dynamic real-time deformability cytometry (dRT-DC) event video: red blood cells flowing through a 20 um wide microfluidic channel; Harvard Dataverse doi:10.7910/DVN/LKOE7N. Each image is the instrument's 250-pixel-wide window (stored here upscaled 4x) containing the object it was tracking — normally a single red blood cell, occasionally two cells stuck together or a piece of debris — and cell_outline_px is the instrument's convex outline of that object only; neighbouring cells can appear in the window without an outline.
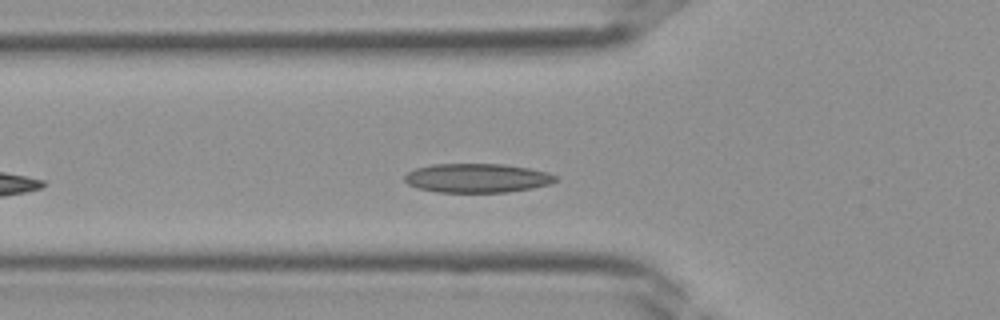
{"species": "Egyptian fruit bat (a non-hibernating species)", "species_latin": "Rousettus aegyptiacus", "temperature_condition": "room temperature", "stored_images_in_passage": 28, "camera_frame_rate_fps": 3000, "um_per_image_px": 0.085, "frame": {"image": 1, "passage_image": 4, "time_ms": 1.0, "image_size_px": [1000, 320], "cell_outline_px": [[560, 180], [552, 184], [532, 188], [508, 192], [436, 192], [416, 188], [408, 184], [404, 180], [404, 176], [408, 172], [416, 168], [432, 164], [504, 164], [528, 168], [548, 172], [560, 176]], "centroid_in_image_um": [40.6, 15.14], "position_along_channel_um": 85.2, "area_um2": 25.89}}
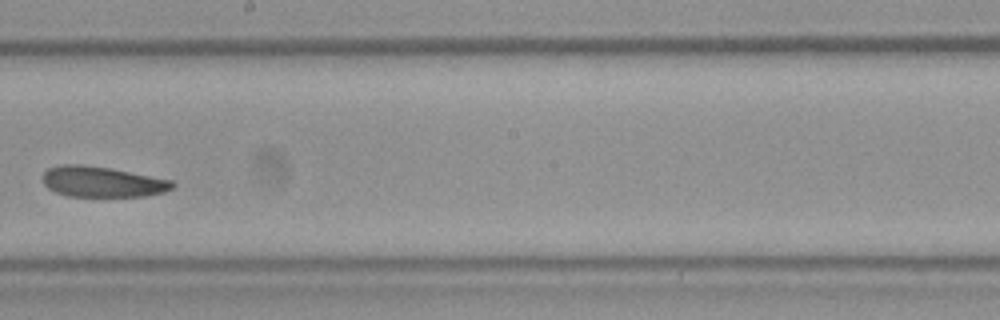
{"frame": {"image": 2, "passage_image": 13, "time_ms": 4.0, "image_size_px": [1000, 320], "cell_outline_px": [[176, 184], [172, 188], [164, 192], [144, 196], [68, 196], [56, 192], [48, 188], [44, 184], [44, 172], [48, 168], [64, 164], [84, 164], [108, 168], [172, 180]], "centroid_in_image_um": [8.69, 15.45], "position_along_channel_um": 239.5, "area_um2": 22.89}}
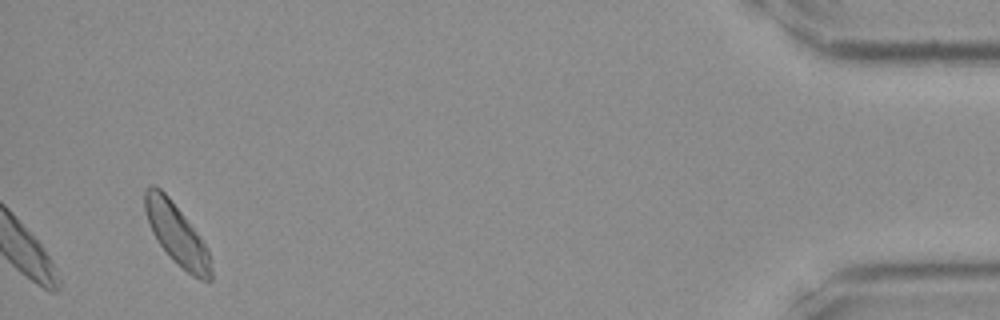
{"frame": {"image": 3, "passage_image": 28, "time_ms": 9.0, "image_size_px": [1000, 320], "cell_outline_px": [[212, 280], [200, 280], [192, 276], [168, 256], [156, 240], [152, 232], [144, 208], [144, 192], [152, 184], [156, 184], [168, 196], [184, 216], [208, 248], [212, 260]], "centroid_in_image_um": [15.03, 19.94], "position_along_channel_um": 420.2, "area_um2": 23.47}}